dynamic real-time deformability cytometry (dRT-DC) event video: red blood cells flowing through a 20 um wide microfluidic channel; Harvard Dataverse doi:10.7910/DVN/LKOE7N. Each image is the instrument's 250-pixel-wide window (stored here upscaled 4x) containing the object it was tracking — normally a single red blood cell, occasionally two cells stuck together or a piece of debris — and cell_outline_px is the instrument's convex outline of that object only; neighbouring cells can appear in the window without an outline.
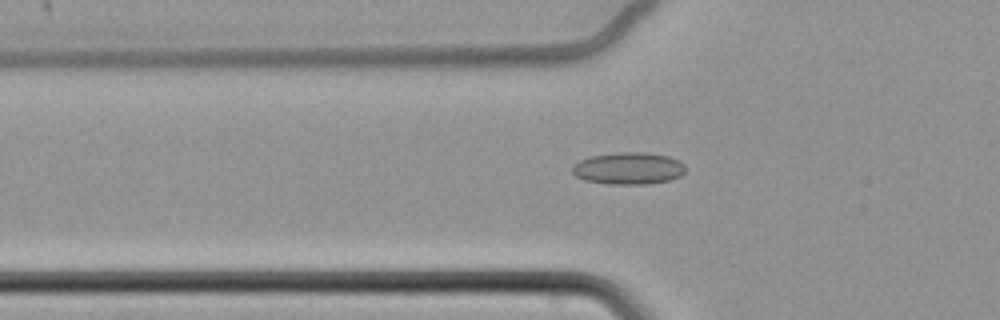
{"species": "common noctule bat (a hibernating species)", "species_latin": "Nyctalus noctula", "temperature_condition": "cold", "stored_images_in_passage": 65, "camera_frame_rate_fps": 3000, "um_per_image_px": 0.085, "animal": {"sex": "female", "body_mass_g": 22.7, "forearm_length_mm": 54.2}, "frame": {"image": 1, "passage_image": 25, "time_ms": 8.0, "image_size_px": [1000, 320], "cell_outline_px": [[684, 172], [680, 176], [672, 180], [644, 184], [608, 184], [584, 180], [576, 176], [572, 172], [572, 168], [580, 160], [592, 156], [616, 152], [648, 152], [668, 156], [680, 160], [684, 164]], "centroid_in_image_um": [53.45, 14.31], "position_along_channel_um": 72.4, "area_um2": 21.21}}
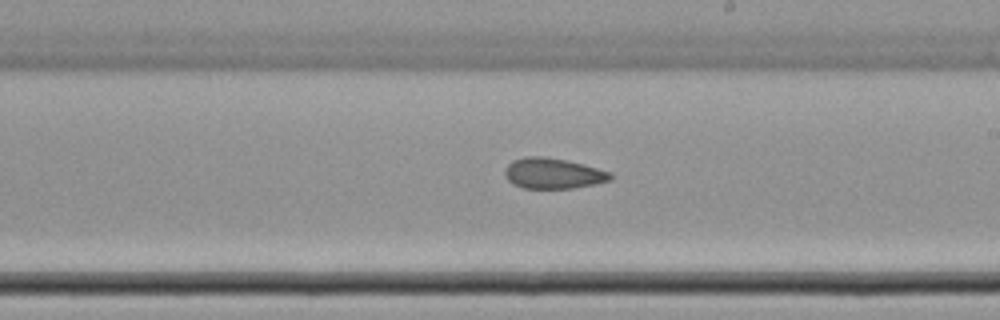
{"frame": {"image": 2, "passage_image": 40, "time_ms": 13.0, "image_size_px": [1000, 320], "cell_outline_px": [[612, 180], [596, 184], [572, 188], [524, 188], [512, 184], [504, 176], [504, 168], [512, 160], [524, 156], [544, 156], [584, 164], [612, 172]], "centroid_in_image_um": [47.0, 14.73], "position_along_channel_um": 242.0, "area_um2": 19.07}}
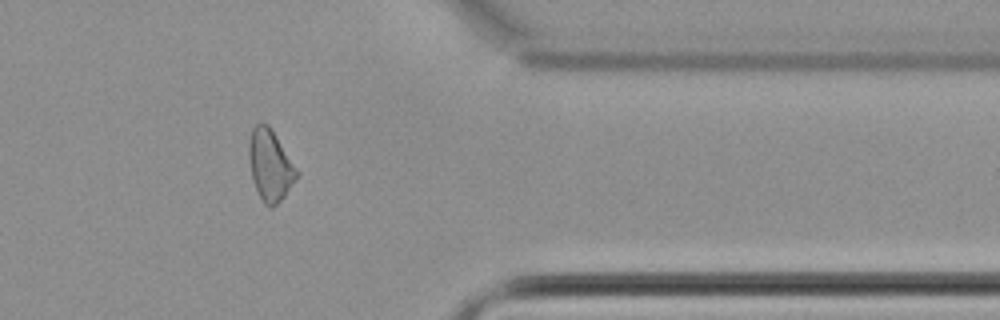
{"frame": {"image": 3, "passage_image": 54, "time_ms": 17.667, "image_size_px": [1000, 320], "cell_outline_px": [[300, 172], [296, 180], [284, 196], [272, 208], [268, 208], [264, 204], [256, 188], [252, 176], [248, 156], [248, 144], [252, 128], [256, 124], [268, 124]], "centroid_in_image_um": [22.97, 14.05], "position_along_channel_um": 388.4, "area_um2": 19.71}, "authors_computed_cell_mechanics": {"area_um2": 20.3456, "velocity_mm_per_s": 3.4211, "shape_relaxation_time_tau1_ms": null, "shape_relaxation_time_tau2_ms": 9.1759, "deformation_change_tau1": null, "deformation_change_tau2": 0.1611}}